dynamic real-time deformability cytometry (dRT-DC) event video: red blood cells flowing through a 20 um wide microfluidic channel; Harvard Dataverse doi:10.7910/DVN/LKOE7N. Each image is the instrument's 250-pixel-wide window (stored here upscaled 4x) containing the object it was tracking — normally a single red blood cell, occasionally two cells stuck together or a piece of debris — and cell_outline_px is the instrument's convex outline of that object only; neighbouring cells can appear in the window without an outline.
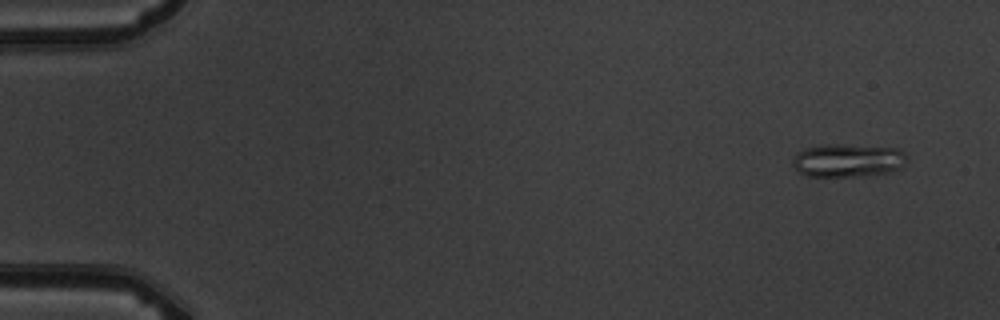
{"species": "common noctule bat (a hibernating species)", "species_latin": "Nyctalus noctula", "temperature_condition": "warm", "stored_images_in_passage": 4, "camera_frame_rate_fps": 3000, "um_per_image_px": 0.085, "animal": {"sex": "male", "body_mass_g": 19.5, "forearm_length_mm": 54.6}, "frame": {"image": 1, "passage_image": 1, "time_ms": 0.0, "image_size_px": [1000, 320], "cell_outline_px": [[908, 160], [904, 168], [888, 172], [864, 176], [808, 176], [800, 172], [792, 164], [792, 160], [804, 148], [820, 144], [848, 144], [900, 148], [904, 152]], "centroid_in_image_um": [72.14, 13.62], "position_along_channel_um": 12.9, "area_um2": 22.48}}
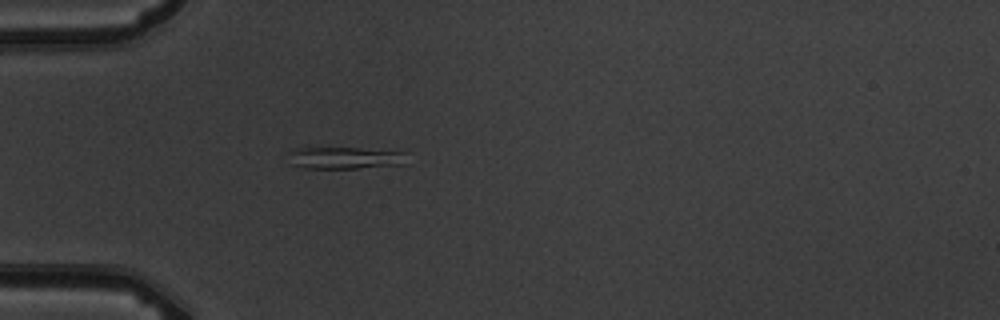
{"frame": {"image": 2, "passage_image": 4, "time_ms": 4.333, "image_size_px": [1000, 320], "cell_outline_px": [[404, 164], [356, 168], [304, 168], [292, 164], [288, 152], [296, 148], [360, 148], [404, 152]], "centroid_in_image_um": [29.27, 13.42], "position_along_channel_um": 55.7, "area_um2": 14.85}}